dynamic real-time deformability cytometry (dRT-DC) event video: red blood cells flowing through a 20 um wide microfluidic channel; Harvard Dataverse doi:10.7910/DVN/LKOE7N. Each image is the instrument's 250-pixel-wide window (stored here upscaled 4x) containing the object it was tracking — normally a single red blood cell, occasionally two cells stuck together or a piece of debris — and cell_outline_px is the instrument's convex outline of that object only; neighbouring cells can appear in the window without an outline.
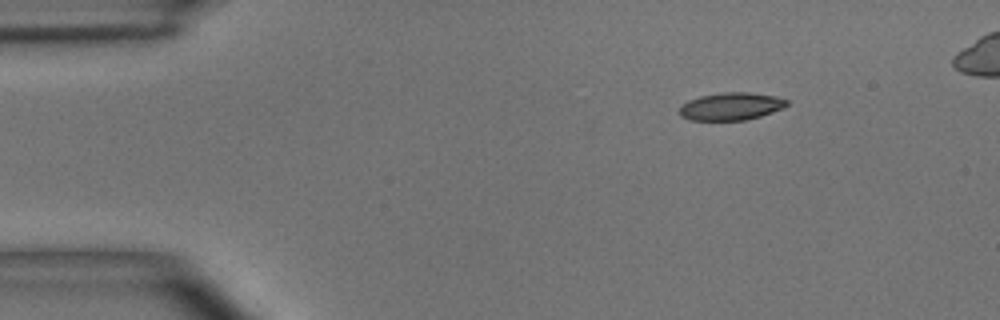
{"species": "common noctule bat (a hibernating species)", "species_latin": "Nyctalus noctula", "temperature_condition": "room temperature", "stored_images_in_passage": 5, "segment_of_instrument_passage": [2, 2], "camera_frame_rate_fps": 3000, "um_per_image_px": 0.085, "animal": {"sex": "male", "body_mass_g": 15.6}, "frame": {"image": 1, "passage_image": 5, "time_ms": 5.333, "image_size_px": [1000, 320], "cell_outline_px": [[788, 104], [784, 108], [760, 116], [744, 120], [688, 120], [680, 116], [680, 108], [688, 100], [700, 96], [724, 92], [748, 92], [776, 96], [788, 100]], "centroid_in_image_um": [62.15, 9.04], "position_along_channel_um": 22.9, "area_um2": 17.22}}